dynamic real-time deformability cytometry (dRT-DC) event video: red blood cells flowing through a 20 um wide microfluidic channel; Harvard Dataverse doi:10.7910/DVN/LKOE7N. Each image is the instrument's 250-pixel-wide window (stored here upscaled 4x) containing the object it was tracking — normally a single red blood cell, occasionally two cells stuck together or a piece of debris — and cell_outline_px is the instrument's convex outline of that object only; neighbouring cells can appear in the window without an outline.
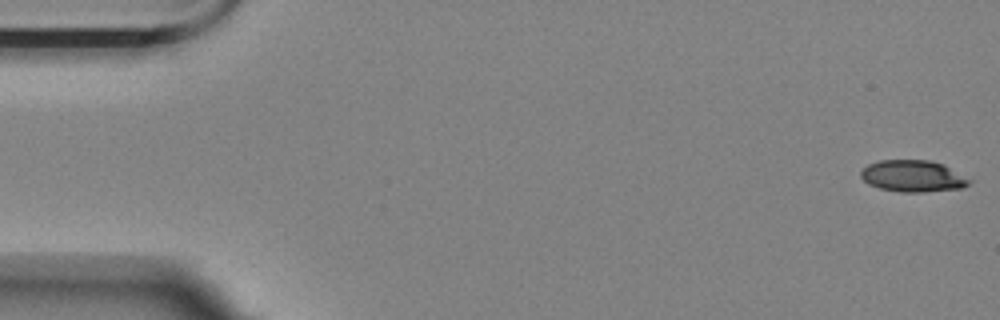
{"species": "Egyptian fruit bat (a non-hibernating species)", "species_latin": "Rousettus aegyptiacus", "temperature_condition": "room temperature", "stored_images_in_passage": 16, "camera_frame_rate_fps": 3000, "um_per_image_px": 0.085, "animal": {"sex": "female"}, "frame": {"image": 1, "passage_image": 1, "time_ms": 0.0, "image_size_px": [1000, 320], "cell_outline_px": [[972, 180], [968, 184], [960, 188], [920, 192], [900, 192], [880, 188], [868, 184], [860, 176], [860, 172], [868, 164], [880, 160], [928, 160], [944, 164]], "centroid_in_image_um": [77.58, 14.96], "position_along_channel_um": 7.4, "area_um2": 19.88}}